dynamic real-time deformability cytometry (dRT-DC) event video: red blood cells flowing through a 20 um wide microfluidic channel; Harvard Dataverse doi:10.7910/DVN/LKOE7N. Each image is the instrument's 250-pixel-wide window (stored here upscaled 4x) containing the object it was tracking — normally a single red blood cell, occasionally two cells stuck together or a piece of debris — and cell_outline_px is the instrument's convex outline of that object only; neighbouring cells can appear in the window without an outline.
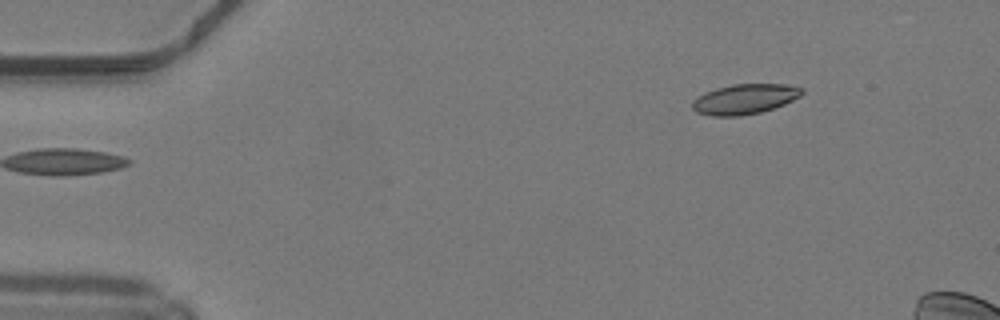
{"species": "common noctule bat (a hibernating species)", "species_latin": "Nyctalus noctula", "temperature_condition": "warm", "stored_images_in_passage": 8, "camera_frame_rate_fps": 3000, "um_per_image_px": 0.085, "animal": {"sex": "male", "body_mass_g": 19.2, "forearm_length_mm": 51.8}, "frame": {"image": 1, "passage_image": 1, "time_ms": 0.0, "image_size_px": [1000, 320], "cell_outline_px": [[804, 92], [800, 96], [784, 104], [760, 112], [740, 116], [712, 116], [696, 112], [692, 108], [692, 100], [696, 96], [704, 92], [716, 88], [732, 84], [788, 84], [804, 88]], "centroid_in_image_um": [63.27, 8.41], "position_along_channel_um": 21.7, "area_um2": 19.36}}